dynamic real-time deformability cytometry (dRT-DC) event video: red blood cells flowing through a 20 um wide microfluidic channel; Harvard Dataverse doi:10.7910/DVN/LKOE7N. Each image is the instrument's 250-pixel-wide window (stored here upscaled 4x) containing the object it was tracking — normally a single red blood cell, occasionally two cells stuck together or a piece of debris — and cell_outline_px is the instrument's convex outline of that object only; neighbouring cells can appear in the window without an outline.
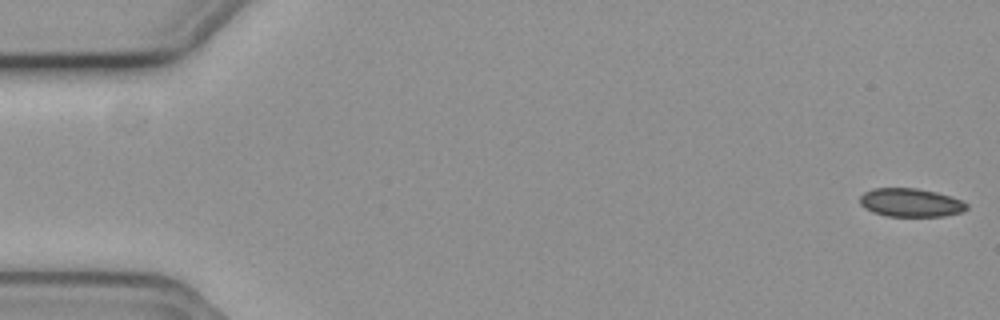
{"species": "common noctule bat (a hibernating species)", "species_latin": "Nyctalus noctula", "temperature_condition": "cold", "stored_images_in_passage": 13, "camera_frame_rate_fps": 3000, "um_per_image_px": 0.085, "animal": {"sex": "female", "body_mass_g": 19.3, "forearm_length_mm": 54.1}, "frame": {"image": 1, "passage_image": 1, "time_ms": 0.0, "image_size_px": [1000, 320], "cell_outline_px": [[968, 208], [960, 212], [944, 216], [888, 216], [872, 212], [864, 208], [860, 204], [860, 196], [864, 192], [872, 188], [916, 188], [936, 192], [960, 200], [968, 204]], "centroid_in_image_um": [77.36, 17.22], "position_along_channel_um": 7.6, "area_um2": 17.63}}